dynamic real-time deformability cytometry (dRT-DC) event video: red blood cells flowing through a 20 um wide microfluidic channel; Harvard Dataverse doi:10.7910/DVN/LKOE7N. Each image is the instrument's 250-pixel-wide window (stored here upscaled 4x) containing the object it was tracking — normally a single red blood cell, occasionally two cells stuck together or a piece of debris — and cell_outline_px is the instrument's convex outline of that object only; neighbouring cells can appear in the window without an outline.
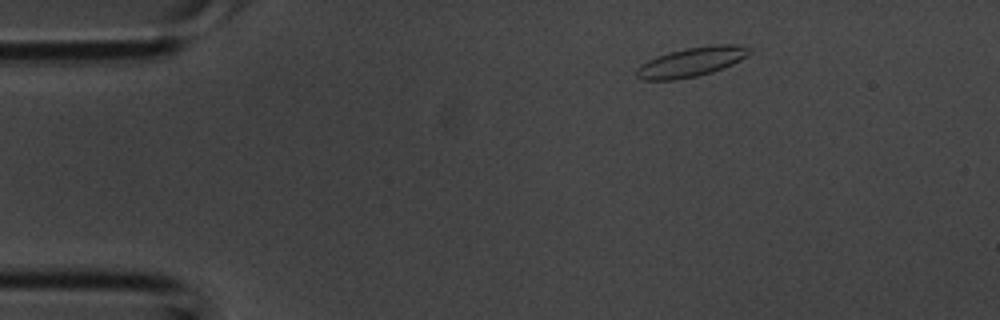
{"species": "common noctule bat (a hibernating species)", "species_latin": "Nyctalus noctula", "temperature_condition": "room temperature", "stored_images_in_passage": 3, "camera_frame_rate_fps": 3000, "um_per_image_px": 0.085, "animal": {"sex": "male", "body_mass_g": 20.1, "forearm_length_mm": 53.5}, "frame": {"image": 1, "passage_image": 3, "time_ms": 0.667, "image_size_px": [1000, 320], "cell_outline_px": [[752, 52], [748, 56], [732, 64], [712, 72], [696, 76], [672, 80], [644, 80], [636, 76], [636, 68], [640, 64], [656, 56], [668, 52], [684, 48], [716, 44], [736, 44], [752, 48]], "centroid_in_image_um": [58.78, 5.25], "position_along_channel_um": 26.2, "area_um2": 19.48}}